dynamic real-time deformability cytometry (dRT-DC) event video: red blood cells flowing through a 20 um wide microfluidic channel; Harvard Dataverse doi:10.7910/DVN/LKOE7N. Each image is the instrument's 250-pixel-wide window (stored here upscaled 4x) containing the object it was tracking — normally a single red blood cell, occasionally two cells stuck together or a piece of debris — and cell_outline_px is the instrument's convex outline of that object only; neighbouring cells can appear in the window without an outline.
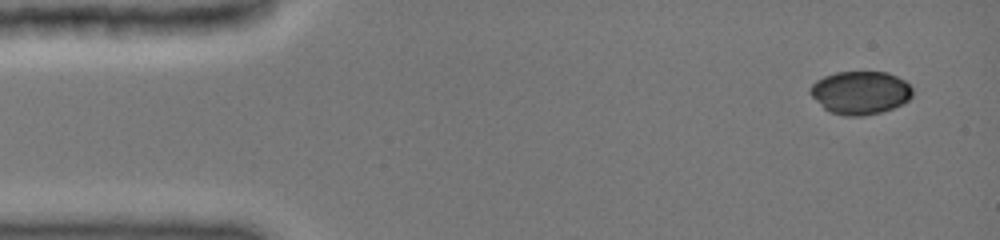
{"species": "common noctule bat (a hibernating species)", "species_latin": "Nyctalus noctula", "temperature_condition": "cold", "stored_images_in_passage": 15, "camera_frame_rate_fps": 3000, "um_per_image_px": 0.085, "animal": {"sex": "female", "body_mass_g": 19.0, "forearm_length_mm": 51.5}, "frame": {"image": 1, "passage_image": 1, "time_ms": 0.0, "image_size_px": [1000, 240], "cell_outline_px": [[912, 96], [908, 100], [892, 108], [880, 112], [864, 116], [844, 116], [828, 112], [808, 92], [812, 84], [816, 80], [824, 76], [836, 72], [888, 72], [904, 80], [912, 88]], "centroid_in_image_um": [73.1, 7.88], "position_along_channel_um": 11.9, "area_um2": 25.72}}
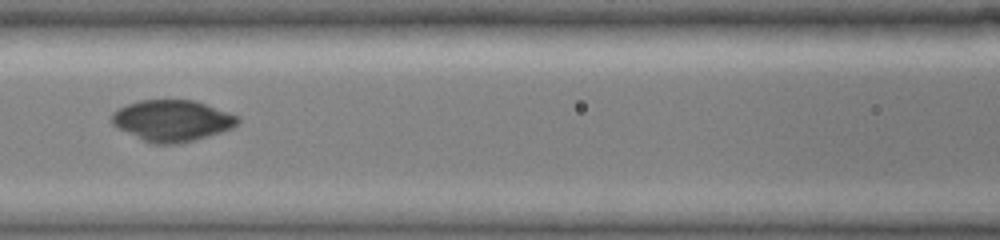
{"frame": {"image": 2, "passage_image": 7, "time_ms": 6.0, "image_size_px": [1000, 240], "cell_outline_px": [[240, 120], [232, 128], [220, 132], [180, 144], [152, 144], [112, 124], [112, 112], [128, 104], [140, 100], [192, 100], [204, 104], [236, 116]], "centroid_in_image_um": [14.61, 10.26], "position_along_channel_um": 152.0, "area_um2": 29.59}}
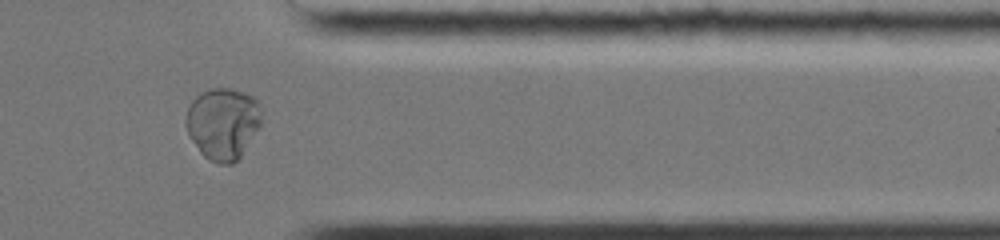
{"frame": {"image": 3, "passage_image": 13, "time_ms": 12.0, "image_size_px": [1000, 240], "cell_outline_px": [[260, 128], [240, 156], [232, 164], [220, 164], [208, 160], [200, 152], [188, 136], [184, 120], [188, 108], [192, 100], [196, 96], [212, 88], [228, 88], [252, 96], [256, 100], [260, 112]], "centroid_in_image_um": [18.91, 10.52], "position_along_channel_um": 392.5, "area_um2": 31.44}}